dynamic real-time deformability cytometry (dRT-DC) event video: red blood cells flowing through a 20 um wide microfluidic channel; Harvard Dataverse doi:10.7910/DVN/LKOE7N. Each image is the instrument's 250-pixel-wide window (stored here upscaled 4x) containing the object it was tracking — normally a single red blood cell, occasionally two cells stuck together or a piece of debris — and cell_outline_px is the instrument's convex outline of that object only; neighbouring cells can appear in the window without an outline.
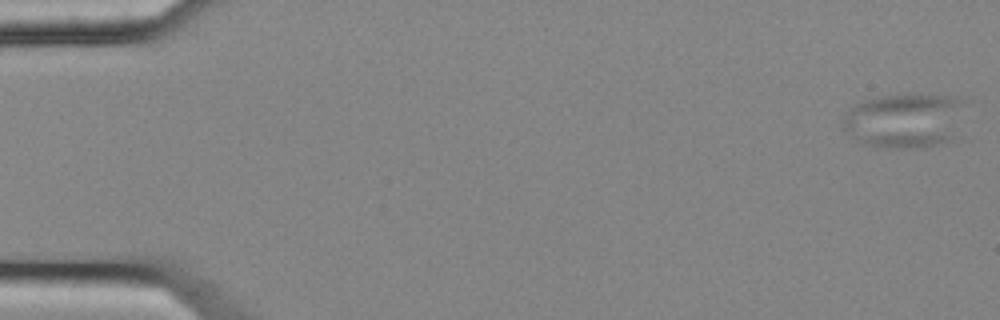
{"species": "common noctule bat (a hibernating species)", "species_latin": "Nyctalus noctula", "temperature_condition": "cold", "stored_images_in_passage": 15, "camera_frame_rate_fps": 3000, "um_per_image_px": 0.085, "animal": {"sex": "female", "body_mass_g": 25.1}, "frame": {"image": 1, "passage_image": 1, "time_ms": 0.0, "image_size_px": [1000, 320], "cell_outline_px": [[972, 100], [956, 140], [920, 148], [884, 148], [864, 144], [856, 140], [844, 132], [844, 116], [848, 108], [864, 100], [884, 96], [968, 96]], "centroid_in_image_um": [77.07, 10.26], "position_along_channel_um": 7.9, "area_um2": 40.4}}
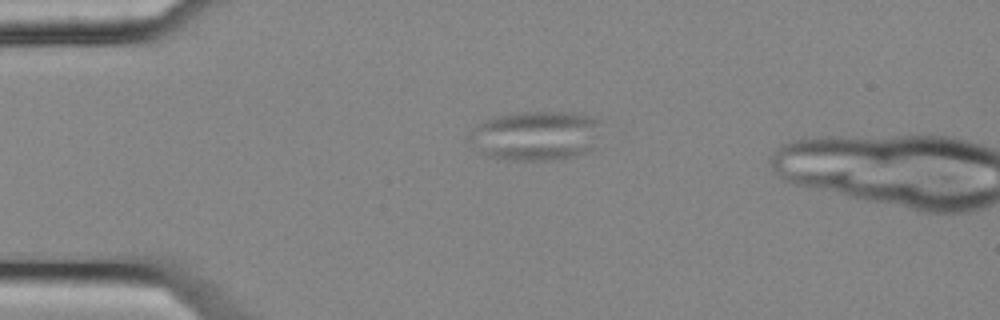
{"frame": {"image": 2, "passage_image": 13, "time_ms": 4.0, "image_size_px": [1000, 320], "cell_outline_px": [[604, 120], [592, 152], [576, 156], [552, 160], [496, 160], [480, 152], [468, 140], [468, 132], [476, 124], [484, 120], [496, 116], [524, 112], [576, 112], [592, 116]], "centroid_in_image_um": [45.58, 11.53], "position_along_channel_um": 39.4, "area_um2": 39.19}}